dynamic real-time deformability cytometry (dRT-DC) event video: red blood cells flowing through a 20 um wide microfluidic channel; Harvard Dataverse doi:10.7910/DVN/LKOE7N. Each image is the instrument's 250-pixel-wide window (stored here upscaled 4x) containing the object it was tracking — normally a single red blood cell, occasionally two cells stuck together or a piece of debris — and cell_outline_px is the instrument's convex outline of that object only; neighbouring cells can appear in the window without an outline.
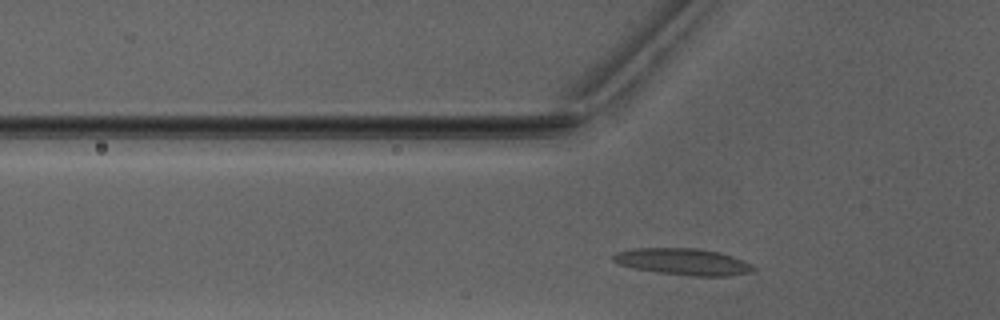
{"species": "Egyptian fruit bat (a non-hibernating species)", "species_latin": "Rousettus aegyptiacus", "temperature_condition": "warm", "stored_images_in_passage": 27, "camera_frame_rate_fps": 3000, "um_per_image_px": 0.085, "animal": {"sex": "male"}, "frame": {"image": 1, "passage_image": 3, "time_ms": 0.667, "image_size_px": [1000, 320], "cell_outline_px": [[756, 268], [752, 272], [728, 276], [692, 276], [660, 272], [632, 268], [616, 264], [612, 260], [612, 256], [616, 252], [632, 248], [696, 248], [720, 252], [744, 260], [752, 264]], "centroid_in_image_um": [58.06, 22.24], "position_along_channel_um": 67.7, "area_um2": 21.91}}
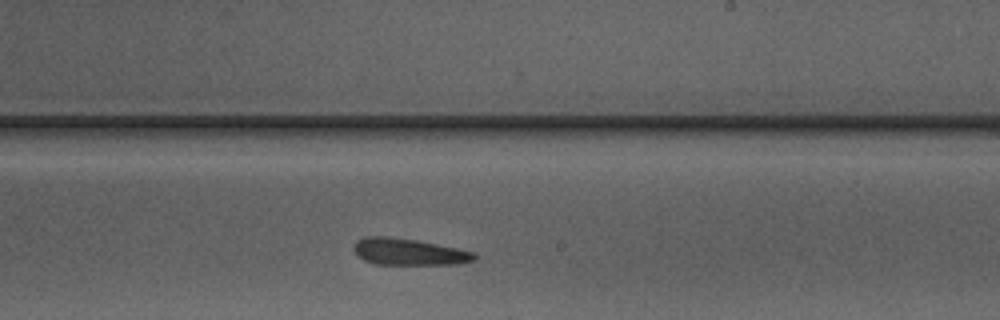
{"frame": {"image": 2, "passage_image": 17, "time_ms": 5.333, "image_size_px": [1000, 320], "cell_outline_px": [[476, 256], [472, 260], [456, 264], [376, 264], [364, 260], [352, 248], [356, 240], [364, 236], [388, 236], [416, 240], [476, 252]], "centroid_in_image_um": [34.7, 21.39], "position_along_channel_um": 254.3, "area_um2": 18.55}}
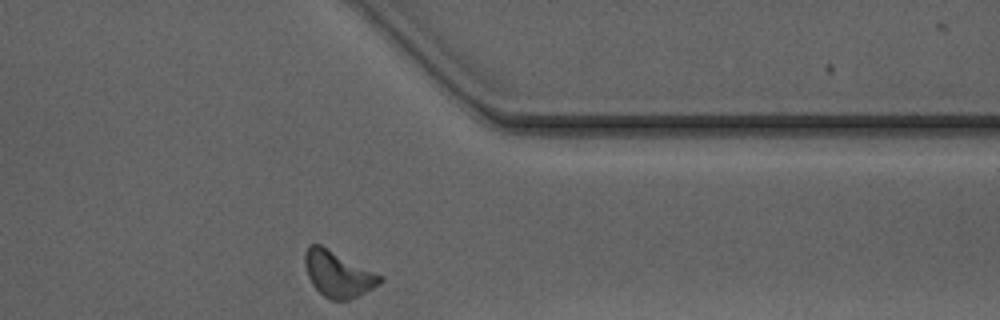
{"frame": {"image": 3, "passage_image": 27, "time_ms": 8.667, "image_size_px": [1000, 320], "cell_outline_px": [[384, 280], [380, 284], [348, 300], [332, 300], [324, 296], [312, 284], [308, 276], [304, 264], [304, 252], [308, 244], [320, 244], [384, 276]], "centroid_in_image_um": [28.72, 23.27], "position_along_channel_um": 382.7, "area_um2": 20.06}, "authors_computed_cell_mechanics": {"area_um2": 19.2474, "velocity_mm_per_s": 4.0437, "shape_relaxation_time_tau1_ms": null, "shape_relaxation_time_tau2_ms": 3.421, "deformation_change_tau1": null, "deformation_change_tau2": 0.1331}}